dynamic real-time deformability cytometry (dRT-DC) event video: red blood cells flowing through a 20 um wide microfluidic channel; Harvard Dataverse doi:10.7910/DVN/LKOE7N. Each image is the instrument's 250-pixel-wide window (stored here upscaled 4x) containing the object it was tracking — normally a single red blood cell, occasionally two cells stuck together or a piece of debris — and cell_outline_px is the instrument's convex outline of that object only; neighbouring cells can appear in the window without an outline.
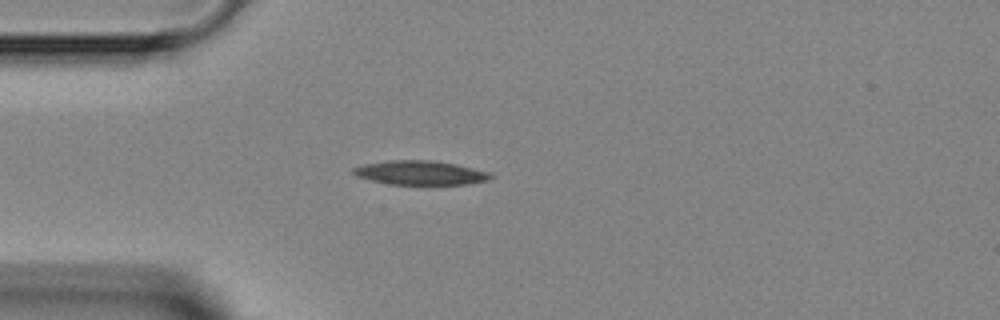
{"species": "Egyptian fruit bat (a non-hibernating species)", "species_latin": "Rousettus aegyptiacus", "temperature_condition": "room temperature", "stored_images_in_passage": 2, "camera_frame_rate_fps": 3000, "um_per_image_px": 0.085, "animal": {"sex": "female"}, "frame": {"image": 1, "passage_image": 2, "time_ms": 1.0, "image_size_px": [1000, 320], "cell_outline_px": [[496, 176], [488, 180], [468, 184], [392, 184], [372, 180], [356, 176], [352, 172], [352, 168], [364, 164], [392, 160], [432, 160], [456, 164], [488, 172]], "centroid_in_image_um": [35.74, 14.68], "position_along_channel_um": 49.3, "area_um2": 19.13}}